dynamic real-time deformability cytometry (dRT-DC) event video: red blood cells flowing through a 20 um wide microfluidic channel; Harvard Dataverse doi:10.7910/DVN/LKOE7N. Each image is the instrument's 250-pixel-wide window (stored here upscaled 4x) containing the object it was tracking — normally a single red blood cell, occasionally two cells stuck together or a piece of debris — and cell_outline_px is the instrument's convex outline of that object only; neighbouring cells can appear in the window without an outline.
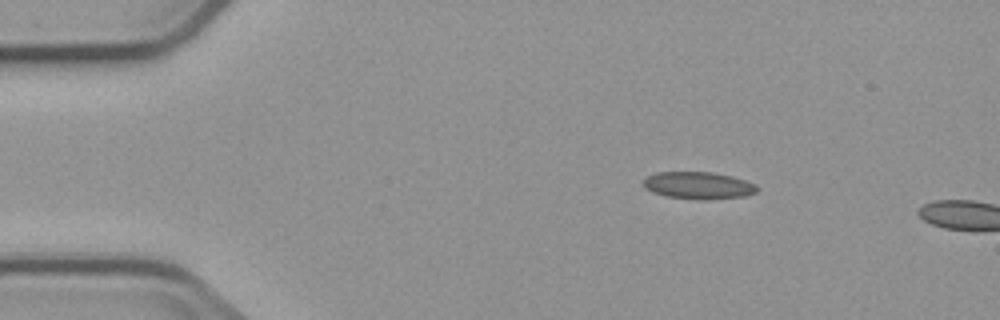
{"species": "common noctule bat (a hibernating species)", "species_latin": "Nyctalus noctula", "temperature_condition": "cold", "stored_images_in_passage": 2, "camera_frame_rate_fps": 3000, "um_per_image_px": 0.085, "animal": {"sex": "male", "body_mass_g": 23.1, "forearm_length_mm": 52.7}, "frame": {"image": 1, "passage_image": 1, "time_ms": 0.0, "image_size_px": [1000, 320], "cell_outline_px": [[760, 188], [756, 192], [744, 196], [704, 200], [668, 196], [652, 192], [644, 188], [644, 180], [648, 176], [656, 172], [712, 172], [732, 176], [756, 184]], "centroid_in_image_um": [59.38, 15.75], "position_along_channel_um": 25.6, "area_um2": 17.92}}